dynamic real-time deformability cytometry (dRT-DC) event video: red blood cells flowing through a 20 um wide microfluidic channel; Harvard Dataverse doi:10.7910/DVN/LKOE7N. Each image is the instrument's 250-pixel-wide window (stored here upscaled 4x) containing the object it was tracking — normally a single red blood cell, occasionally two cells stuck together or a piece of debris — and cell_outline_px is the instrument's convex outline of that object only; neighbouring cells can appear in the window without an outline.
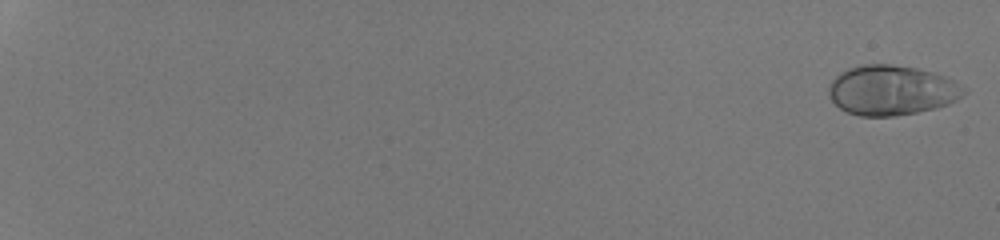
{"species": "human", "species_latin": "Homo sapiens", "temperature_condition": "room temperature", "stored_images_in_passage": 53, "camera_frame_rate_fps": 3000, "um_per_image_px": 0.085, "donor": {"sex": "male"}, "frame": {"image": 1, "passage_image": 1, "time_ms": 0.0, "image_size_px": [1000, 240], "cell_outline_px": [[968, 92], [956, 100], [948, 104], [936, 108], [896, 116], [860, 116], [848, 112], [840, 108], [832, 100], [828, 92], [828, 88], [832, 80], [836, 76], [848, 68], [864, 64], [892, 64], [916, 68], [932, 72], [944, 76], [968, 88]], "centroid_in_image_um": [75.81, 7.67], "position_along_channel_um": 9.2, "area_um2": 39.3}}
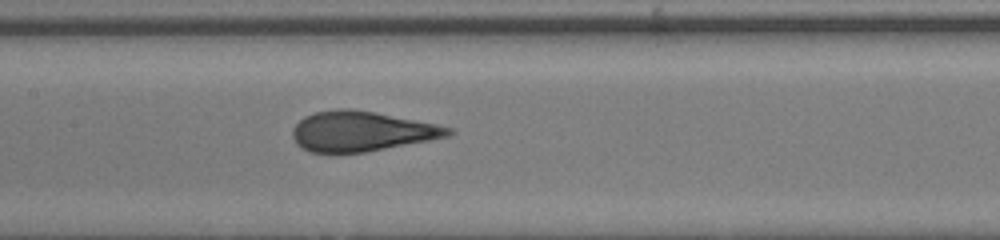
{"frame": {"image": 2, "passage_image": 31, "time_ms": 10.0, "image_size_px": [1000, 240], "cell_outline_px": [[456, 132], [448, 136], [428, 140], [364, 152], [312, 152], [300, 148], [296, 144], [292, 136], [292, 128], [304, 116], [312, 112], [336, 108], [352, 108], [376, 112], [436, 124], [452, 128]], "centroid_in_image_um": [30.68, 11.14], "position_along_channel_um": 176.7, "area_um2": 36.3}}
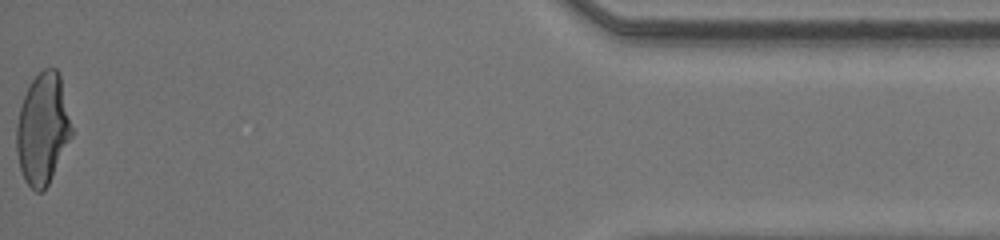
{"frame": {"image": 3, "passage_image": 53, "time_ms": 17.333, "image_size_px": [1000, 240], "cell_outline_px": [[72, 136], [44, 192], [36, 192], [24, 180], [20, 168], [16, 152], [16, 128], [20, 108], [24, 96], [32, 80], [44, 68], [56, 68], [60, 72], [72, 128]], "centroid_in_image_um": [3.63, 10.96], "position_along_channel_um": 431.6, "area_um2": 35.6}, "authors_computed_cell_mechanics": {"area_um2": 36.5296, "velocity_mm_per_s": 4.3273, "shape_relaxation_time_tau1_ms": 3.7139, "shape_relaxation_time_tau2_ms": null, "deformation_change_tau1": 0.1923, "deformation_change_tau2": null}}